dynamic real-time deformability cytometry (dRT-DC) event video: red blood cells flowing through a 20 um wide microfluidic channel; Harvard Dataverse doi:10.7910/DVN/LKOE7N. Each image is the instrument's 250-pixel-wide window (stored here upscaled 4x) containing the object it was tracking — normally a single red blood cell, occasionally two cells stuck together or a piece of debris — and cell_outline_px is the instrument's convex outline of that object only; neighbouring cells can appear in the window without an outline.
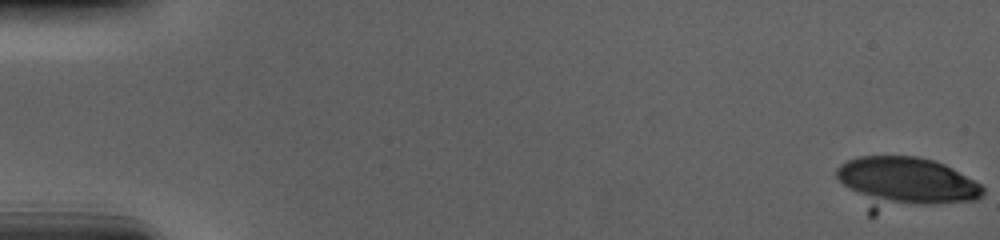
{"species": "human", "species_latin": "Homo sapiens", "temperature_condition": "cold", "stored_images_in_passage": 57, "camera_frame_rate_fps": 3000, "um_per_image_px": 0.085, "donor": {"sex": "male"}, "frame": {"image": 1, "passage_image": 1, "time_ms": 0.0, "image_size_px": [1000, 240], "cell_outline_px": [[984, 192], [976, 200], [876, 216], [868, 216], [836, 176], [836, 168], [840, 164], [848, 160], [860, 156], [916, 156], [932, 160], [944, 164], [952, 168], [980, 184], [984, 188]], "centroid_in_image_um": [76.86, 15.63], "position_along_channel_um": 8.1, "area_um2": 45.55}}
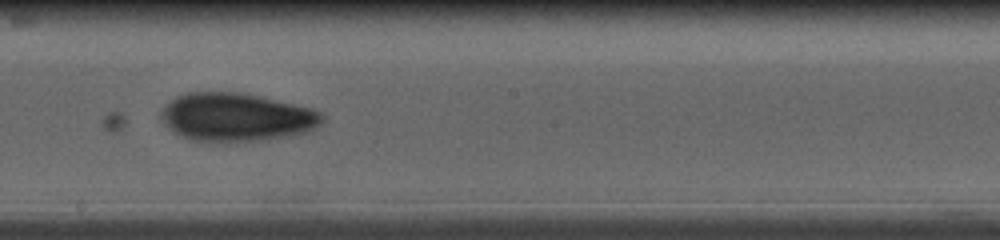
{"frame": {"image": 2, "passage_image": 33, "time_ms": 10.667, "image_size_px": [1000, 240], "cell_outline_px": [[324, 120], [320, 124], [304, 132], [288, 136], [264, 140], [228, 144], [220, 144], [192, 140], [176, 132], [164, 124], [160, 120], [160, 112], [176, 96], [188, 92], [240, 92], [260, 96], [312, 108], [320, 112], [324, 116]], "centroid_in_image_um": [20.08, 9.98], "position_along_channel_um": 228.1, "area_um2": 45.78}}
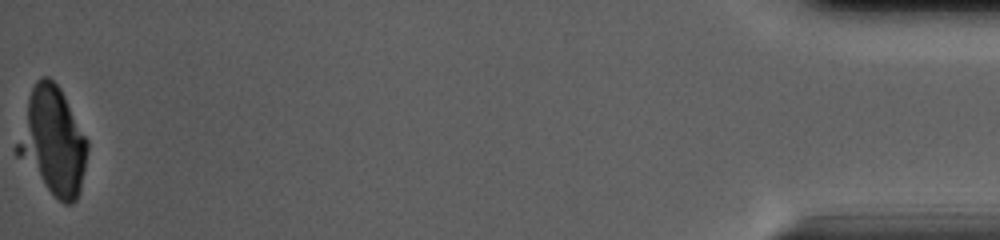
{"frame": {"image": 3, "passage_image": 57, "time_ms": 18.667, "image_size_px": [1000, 240], "cell_outline_px": [[88, 148], [80, 192], [76, 200], [72, 204], [64, 204], [52, 196], [16, 156], [16, 144], [28, 96], [36, 80], [40, 76], [48, 76], [60, 88], [88, 140]], "centroid_in_image_um": [4.47, 12.05], "position_along_channel_um": 430.7, "area_um2": 43.93}}